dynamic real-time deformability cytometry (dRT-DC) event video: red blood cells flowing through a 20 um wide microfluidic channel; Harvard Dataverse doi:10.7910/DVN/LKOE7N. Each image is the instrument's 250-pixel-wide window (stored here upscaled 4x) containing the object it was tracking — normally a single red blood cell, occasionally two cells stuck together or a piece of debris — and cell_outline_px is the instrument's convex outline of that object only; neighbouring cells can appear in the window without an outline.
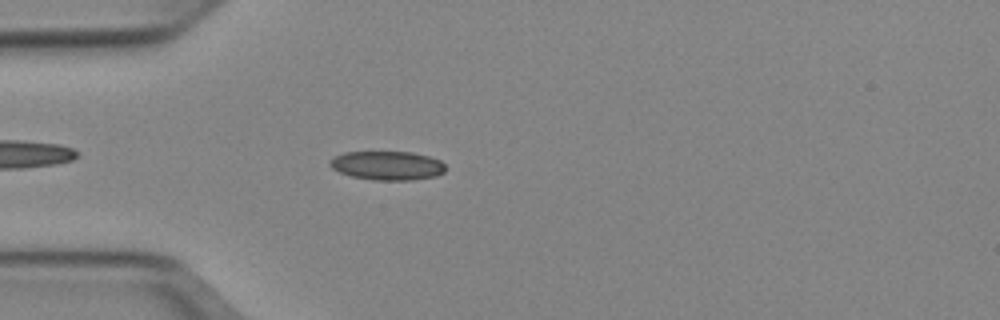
{"species": "Egyptian fruit bat (a non-hibernating species)", "species_latin": "Rousettus aegyptiacus", "temperature_condition": "cold", "stored_images_in_passage": 42, "camera_frame_rate_fps": 3000, "um_per_image_px": 0.085, "animal": {"sex": "female"}, "frame": {"image": 1, "passage_image": 5, "time_ms": 1.333, "image_size_px": [1000, 320], "cell_outline_px": [[444, 172], [436, 176], [412, 180], [372, 180], [352, 176], [340, 172], [332, 168], [328, 164], [328, 160], [344, 152], [412, 152], [428, 156], [440, 160], [444, 164]], "centroid_in_image_um": [32.9, 14.07], "position_along_channel_um": 52.1, "area_um2": 19.48}}
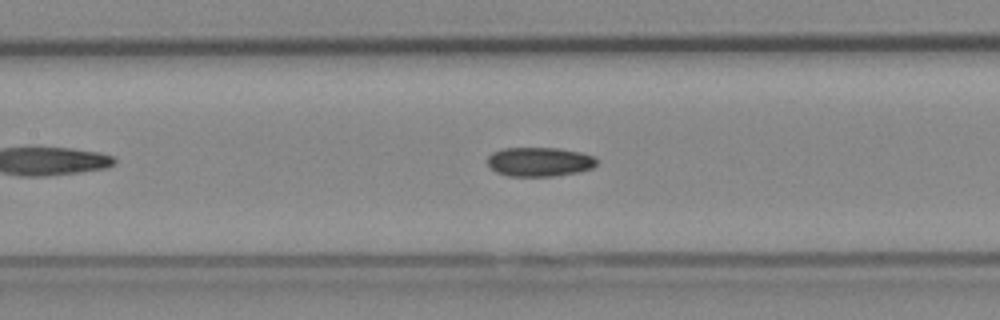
{"frame": {"image": 2, "passage_image": 14, "time_ms": 4.333, "image_size_px": [1000, 320], "cell_outline_px": [[596, 164], [592, 168], [580, 172], [556, 176], [508, 176], [496, 172], [488, 164], [488, 156], [492, 152], [504, 148], [560, 148], [580, 152], [596, 156]], "centroid_in_image_um": [45.88, 13.75], "position_along_channel_um": 161.5, "area_um2": 18.73}}
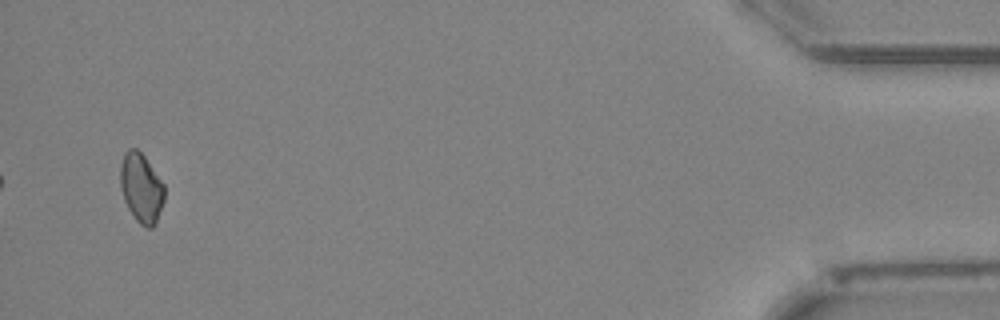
{"frame": {"image": 3, "passage_image": 40, "time_ms": 13.0, "image_size_px": [1000, 320], "cell_outline_px": [[164, 200], [156, 224], [152, 228], [148, 228], [140, 224], [136, 220], [128, 208], [124, 200], [120, 184], [120, 164], [124, 152], [128, 148], [136, 148], [144, 156], [164, 184]], "centroid_in_image_um": [12.0, 15.97], "position_along_channel_um": 423.2, "area_um2": 17.86}}